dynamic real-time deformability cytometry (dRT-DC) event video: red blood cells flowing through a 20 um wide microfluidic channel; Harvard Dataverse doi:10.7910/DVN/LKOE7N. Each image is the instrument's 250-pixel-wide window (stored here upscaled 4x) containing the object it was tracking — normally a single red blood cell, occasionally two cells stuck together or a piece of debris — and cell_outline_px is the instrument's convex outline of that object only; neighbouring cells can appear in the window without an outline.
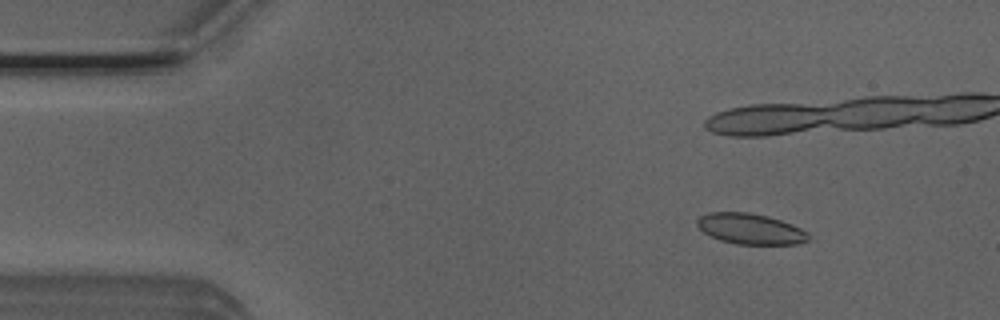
{"species": "Egyptian fruit bat (a non-hibernating species)", "species_latin": "Rousettus aegyptiacus", "temperature_condition": "room temperature", "stored_images_in_passage": 7, "camera_frame_rate_fps": 3000, "um_per_image_px": 0.085, "animal": {"sex": "male"}, "frame": {"image": 1, "passage_image": 2, "time_ms": 0.333, "image_size_px": [1000, 320], "cell_outline_px": [[808, 240], [796, 244], [736, 244], [720, 240], [704, 232], [696, 224], [696, 220], [700, 216], [708, 212], [748, 212], [768, 216], [792, 224], [808, 232]], "centroid_in_image_um": [63.77, 19.44], "position_along_channel_um": 21.2, "area_um2": 19.83}}